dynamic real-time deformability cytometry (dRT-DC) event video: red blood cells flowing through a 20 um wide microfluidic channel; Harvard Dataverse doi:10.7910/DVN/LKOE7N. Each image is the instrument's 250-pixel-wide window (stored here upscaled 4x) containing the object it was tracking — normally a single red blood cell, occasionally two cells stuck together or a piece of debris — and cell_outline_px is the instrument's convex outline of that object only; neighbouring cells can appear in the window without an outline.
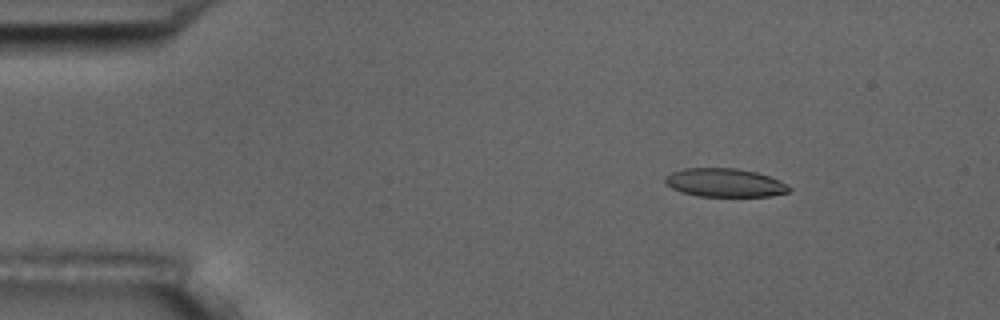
{"species": "common noctule bat (a hibernating species)", "species_latin": "Nyctalus noctula", "temperature_condition": "room temperature", "stored_images_in_passage": 3, "camera_frame_rate_fps": 3000, "um_per_image_px": 0.085, "animal": {"sex": "male", "body_mass_g": 17.5, "forearm_length_mm": 52.3}, "frame": {"image": 1, "passage_image": 1, "time_ms": 0.0, "image_size_px": [1000, 320], "cell_outline_px": [[792, 188], [788, 192], [772, 196], [696, 196], [680, 192], [672, 188], [664, 180], [664, 176], [672, 172], [684, 168], [736, 168], [756, 172], [780, 180]], "centroid_in_image_um": [61.6, 15.53], "position_along_channel_um": 23.4, "area_um2": 20.63}}